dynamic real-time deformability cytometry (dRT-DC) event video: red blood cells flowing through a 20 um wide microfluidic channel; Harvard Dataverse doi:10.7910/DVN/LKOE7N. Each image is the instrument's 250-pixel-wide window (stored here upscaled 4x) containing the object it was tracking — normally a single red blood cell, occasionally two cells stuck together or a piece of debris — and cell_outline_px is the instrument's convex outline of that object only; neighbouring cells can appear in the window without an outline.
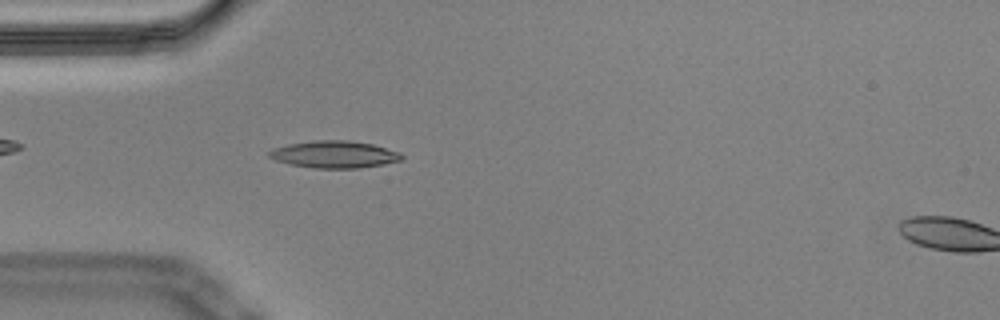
{"species": "Egyptian fruit bat (a non-hibernating species)", "species_latin": "Rousettus aegyptiacus", "temperature_condition": "cold", "stored_images_in_passage": 55, "camera_frame_rate_fps": 3000, "um_per_image_px": 0.085, "animal": {"sex": "male"}, "frame": {"image": 1, "passage_image": 15, "time_ms": 4.667, "image_size_px": [1000, 320], "cell_outline_px": [[404, 160], [384, 164], [360, 168], [312, 168], [288, 164], [276, 160], [268, 156], [268, 152], [272, 148], [288, 144], [312, 140], [348, 140], [372, 144], [400, 152], [404, 156]], "centroid_in_image_um": [28.42, 13.12], "position_along_channel_um": 56.6, "area_um2": 21.15}}
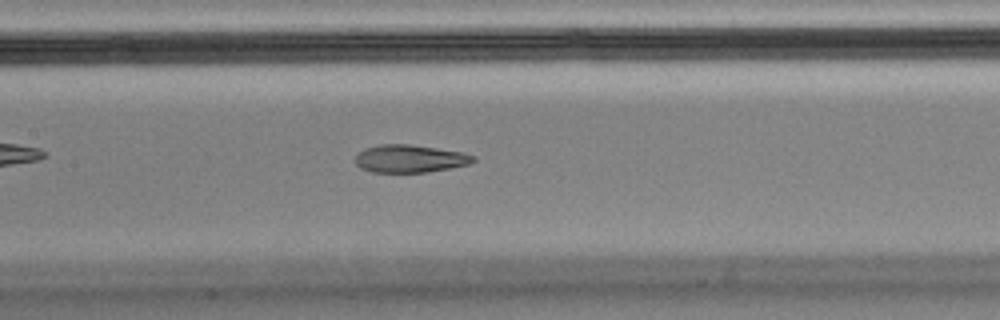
{"frame": {"image": 2, "passage_image": 25, "time_ms": 8.0, "image_size_px": [1000, 320], "cell_outline_px": [[476, 160], [468, 164], [448, 168], [424, 172], [372, 172], [360, 168], [356, 164], [356, 156], [364, 148], [380, 144], [408, 144], [436, 148], [460, 152], [476, 156]], "centroid_in_image_um": [34.81, 13.48], "position_along_channel_um": 172.6, "area_um2": 18.84}}
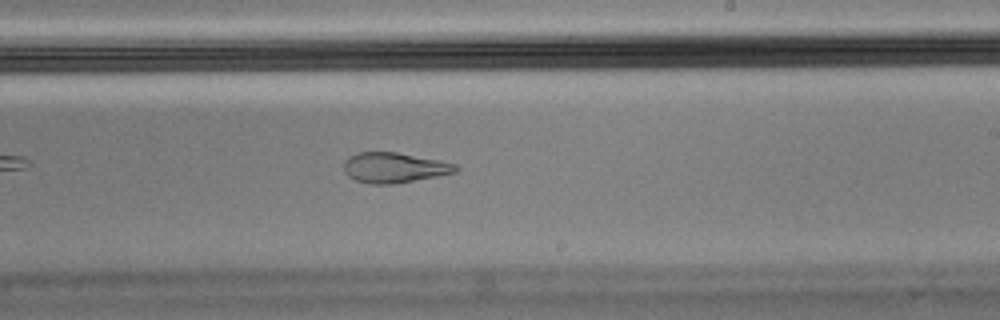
{"frame": {"image": 3, "passage_image": 32, "time_ms": 10.333, "image_size_px": [1000, 320], "cell_outline_px": [[460, 168], [456, 172], [436, 176], [392, 184], [372, 184], [356, 180], [348, 176], [344, 172], [344, 160], [348, 156], [356, 152], [396, 152], [440, 160], [456, 164]], "centroid_in_image_um": [33.48, 14.24], "position_along_channel_um": 255.5, "area_um2": 19.71}, "authors_computed_cell_mechanics": {"area_um2": 19.941, "velocity_mm_per_s": 3.5662, "shape_relaxation_time_tau1_ms": null, "shape_relaxation_time_tau2_ms": 2.0378, "deformation_change_tau1": null, "deformation_change_tau2": 0.0862}}